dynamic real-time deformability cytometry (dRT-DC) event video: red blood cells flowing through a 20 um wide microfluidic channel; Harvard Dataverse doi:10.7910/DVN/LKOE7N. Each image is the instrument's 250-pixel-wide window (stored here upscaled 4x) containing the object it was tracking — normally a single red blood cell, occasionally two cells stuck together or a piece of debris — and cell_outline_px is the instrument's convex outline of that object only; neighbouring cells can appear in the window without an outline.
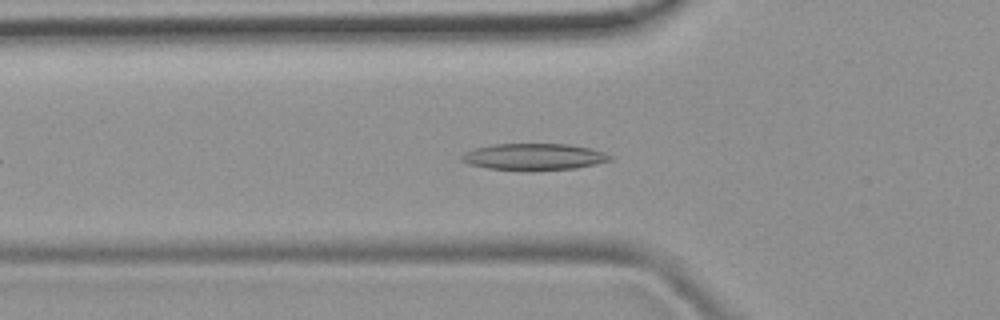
{"species": "common noctule bat (a hibernating species)", "species_latin": "Nyctalus noctula", "temperature_condition": "room temperature", "stored_images_in_passage": 42, "camera_frame_rate_fps": 3000, "um_per_image_px": 0.085, "animal": {"sex": "female", "body_mass_g": 19.9}, "frame": {"image": 1, "passage_image": 9, "time_ms": 2.667, "image_size_px": [1000, 320], "cell_outline_px": [[612, 160], [596, 164], [576, 168], [532, 172], [488, 168], [468, 164], [460, 160], [460, 156], [476, 148], [492, 144], [568, 144], [592, 148], [604, 152], [612, 156]], "centroid_in_image_um": [45.42, 13.35], "position_along_channel_um": 80.4, "area_um2": 23.41}}
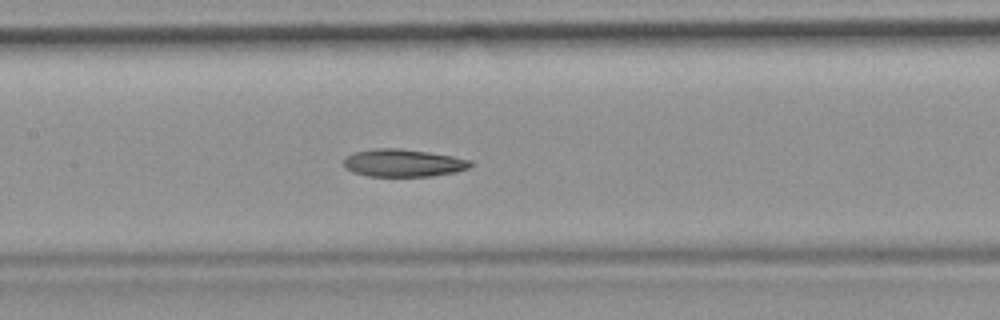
{"frame": {"image": 2, "passage_image": 16, "time_ms": 5.0, "image_size_px": [1000, 320], "cell_outline_px": [[472, 164], [468, 168], [456, 172], [432, 176], [368, 176], [352, 172], [344, 164], [344, 160], [352, 152], [372, 148], [400, 148], [428, 152], [452, 156], [472, 160]], "centroid_in_image_um": [34.28, 13.84], "position_along_channel_um": 173.1, "area_um2": 20.4}}
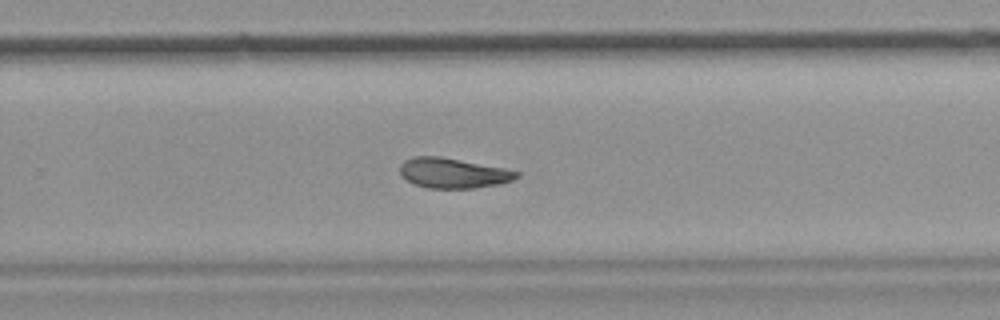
{"frame": {"image": 3, "passage_image": 25, "time_ms": 8.0, "image_size_px": [1000, 320], "cell_outline_px": [[520, 176], [512, 180], [500, 184], [476, 188], [428, 188], [416, 184], [400, 176], [400, 164], [404, 160], [412, 156], [440, 156], [504, 168], [520, 172]], "centroid_in_image_um": [38.51, 14.7], "position_along_channel_um": 291.3, "area_um2": 20.52}, "authors_computed_cell_mechanics": {"area_um2": 21.2993, "velocity_mm_per_s": 3.963, "shape_relaxation_time_tau1_ms": null, "shape_relaxation_time_tau2_ms": 5.0797, "deformation_change_tau1": null, "deformation_change_tau2": 0.1215}}